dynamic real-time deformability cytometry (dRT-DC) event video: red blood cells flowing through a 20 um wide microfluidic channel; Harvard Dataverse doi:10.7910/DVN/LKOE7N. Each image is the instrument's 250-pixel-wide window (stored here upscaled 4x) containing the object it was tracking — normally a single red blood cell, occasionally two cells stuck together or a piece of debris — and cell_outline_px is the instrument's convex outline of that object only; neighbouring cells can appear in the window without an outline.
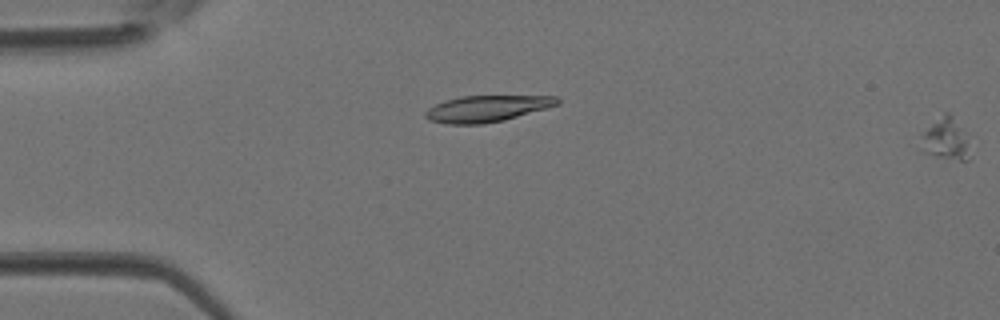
{"species": "Egyptian fruit bat (a non-hibernating species)", "species_latin": "Rousettus aegyptiacus", "temperature_condition": "room temperature", "stored_images_in_passage": 2, "segment_of_instrument_passage": [1, 2], "camera_frame_rate_fps": 3000, "um_per_image_px": 0.085, "animal": {"sex": "female"}, "frame": {"image": 1, "passage_image": 1, "time_ms": 0.0, "image_size_px": [1000, 320], "cell_outline_px": [[968, 160], [960, 160], [936, 156], [920, 152], [916, 148], [920, 136], [932, 124], [948, 112], [952, 116], [964, 140]], "centroid_in_image_um": [80.19, 11.89], "position_along_channel_um": 4.8, "area_um2": 11.04}}